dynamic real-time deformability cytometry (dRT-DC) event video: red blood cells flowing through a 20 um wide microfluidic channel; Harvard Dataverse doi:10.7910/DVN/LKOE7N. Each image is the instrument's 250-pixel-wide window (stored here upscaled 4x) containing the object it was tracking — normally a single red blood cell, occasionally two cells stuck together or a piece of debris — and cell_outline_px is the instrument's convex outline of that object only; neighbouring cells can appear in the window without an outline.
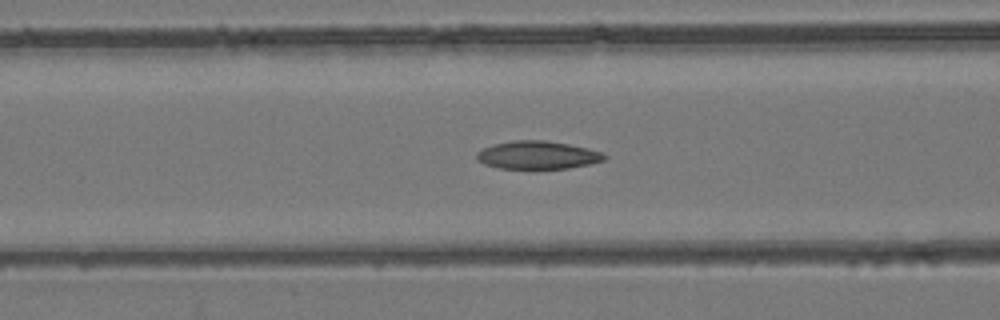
{"species": "common noctule bat (a hibernating species)", "species_latin": "Nyctalus noctula", "temperature_condition": "room temperature", "stored_images_in_passage": 54, "camera_frame_rate_fps": 3000, "um_per_image_px": 0.085, "animal": {"sex": "female", "body_mass_g": 24.6, "forearm_length_mm": 56.2}, "frame": {"image": 1, "passage_image": 22, "time_ms": 7.0, "image_size_px": [1000, 320], "cell_outline_px": [[608, 156], [604, 160], [588, 164], [568, 168], [500, 168], [484, 164], [476, 160], [476, 152], [484, 148], [496, 144], [512, 140], [548, 140], [588, 148], [604, 152]], "centroid_in_image_um": [45.71, 13.17], "position_along_channel_um": 120.9, "area_um2": 20.81}}
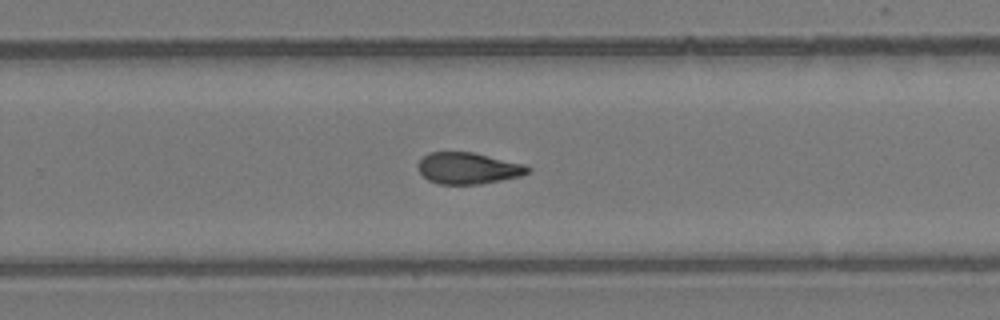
{"frame": {"image": 2, "passage_image": 35, "time_ms": 11.333, "image_size_px": [1000, 320], "cell_outline_px": [[532, 172], [520, 176], [480, 184], [440, 184], [428, 180], [420, 172], [420, 160], [428, 152], [472, 152], [528, 164], [532, 168]], "centroid_in_image_um": [39.88, 14.29], "position_along_channel_um": 289.9, "area_um2": 20.17}}
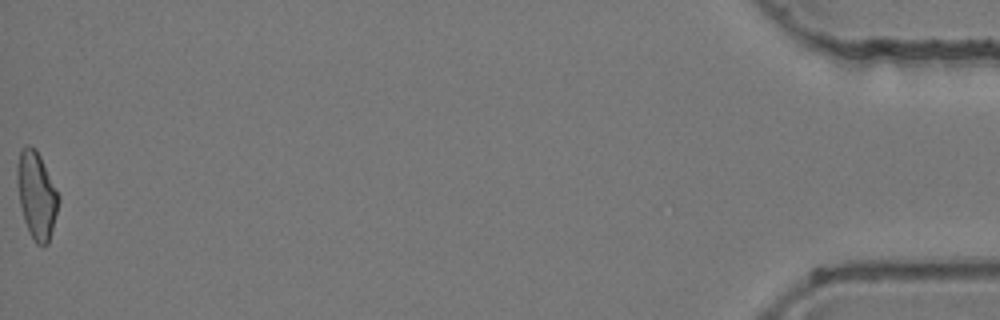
{"frame": {"image": 3, "passage_image": 54, "time_ms": 17.667, "image_size_px": [1000, 320], "cell_outline_px": [[60, 200], [48, 244], [36, 244], [24, 220], [20, 204], [16, 180], [16, 164], [20, 148], [24, 144], [28, 144], [36, 148], [60, 196]], "centroid_in_image_um": [3.09, 16.51], "position_along_channel_um": 432.1, "area_um2": 21.04}, "authors_computed_cell_mechanics": {"area_um2": 21.0103, "velocity_mm_per_s": 3.9156, "shape_relaxation_time_tau1_ms": null, "shape_relaxation_time_tau2_ms": 4.8772, "deformation_change_tau1": null, "deformation_change_tau2": 0.1161}}